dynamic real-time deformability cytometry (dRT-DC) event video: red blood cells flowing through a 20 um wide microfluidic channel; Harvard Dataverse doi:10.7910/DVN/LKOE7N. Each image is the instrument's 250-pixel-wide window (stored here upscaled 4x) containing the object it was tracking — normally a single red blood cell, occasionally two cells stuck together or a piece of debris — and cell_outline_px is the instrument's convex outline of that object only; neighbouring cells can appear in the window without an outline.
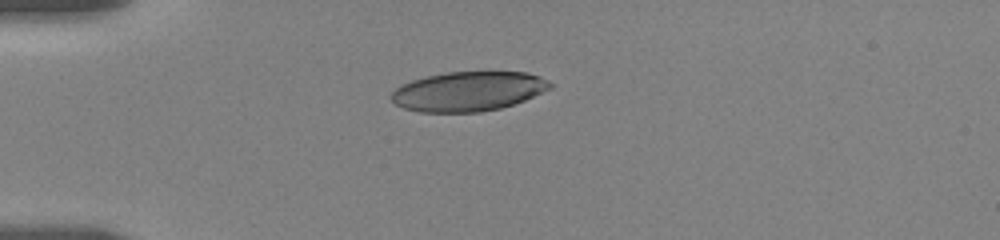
{"species": "human", "species_latin": "Homo sapiens", "temperature_condition": "room temperature", "stored_images_in_passage": 15, "camera_frame_rate_fps": 3000, "um_per_image_px": 0.085, "donor": {"sex": "female"}, "frame": {"image": 1, "passage_image": 1, "time_ms": 0.0, "image_size_px": [1000, 240], "cell_outline_px": [[552, 88], [524, 100], [500, 108], [480, 112], [420, 112], [404, 108], [396, 104], [392, 100], [392, 92], [400, 84], [412, 80], [428, 76], [448, 72], [524, 72], [540, 76], [548, 80], [552, 84]], "centroid_in_image_um": [39.81, 7.76], "position_along_channel_um": 45.2, "area_um2": 36.41}}
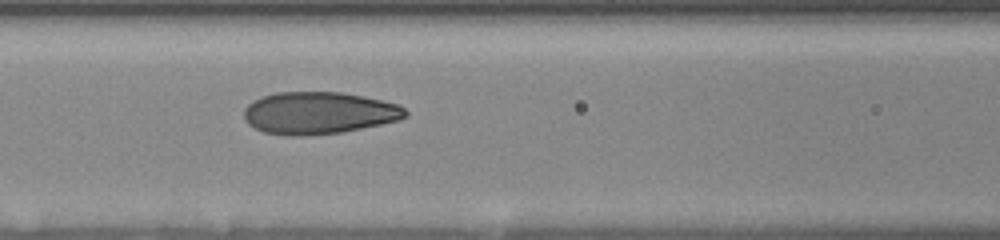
{"frame": {"image": 2, "passage_image": 7, "time_ms": 3.333, "image_size_px": [1000, 240], "cell_outline_px": [[408, 116], [400, 120], [340, 132], [300, 136], [292, 136], [264, 132], [248, 124], [244, 120], [244, 108], [252, 100], [260, 96], [276, 92], [340, 92], [380, 100], [396, 104], [404, 108], [408, 112]], "centroid_in_image_um": [27.05, 9.59], "position_along_channel_um": 139.5, "area_um2": 39.54}}
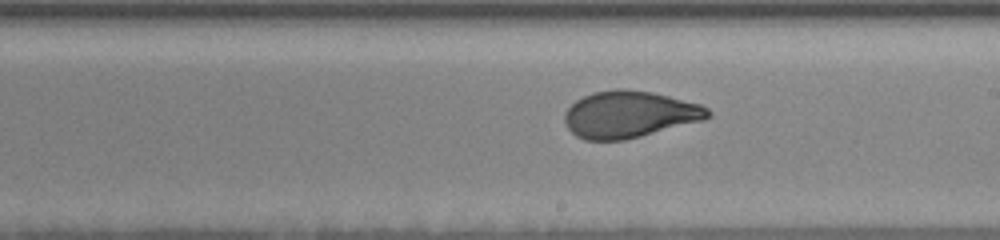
{"frame": {"image": 3, "passage_image": 13, "time_ms": 6.0, "image_size_px": [1000, 240], "cell_outline_px": [[712, 116], [704, 120], [624, 140], [584, 140], [576, 136], [568, 128], [564, 120], [564, 112], [576, 100], [592, 92], [616, 88], [624, 88], [652, 92], [700, 104], [708, 108], [712, 112]], "centroid_in_image_um": [53.49, 9.71], "position_along_channel_um": 235.5, "area_um2": 39.13}}